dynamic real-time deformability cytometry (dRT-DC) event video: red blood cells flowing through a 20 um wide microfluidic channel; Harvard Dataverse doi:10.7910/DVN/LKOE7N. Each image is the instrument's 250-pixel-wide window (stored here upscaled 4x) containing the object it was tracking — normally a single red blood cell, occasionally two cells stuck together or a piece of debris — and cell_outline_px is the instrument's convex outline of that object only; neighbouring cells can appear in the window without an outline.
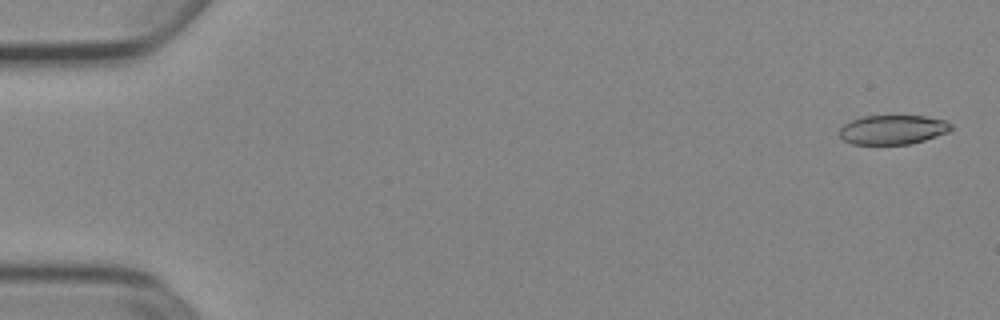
{"species": "Egyptian fruit bat (a non-hibernating species)", "species_latin": "Rousettus aegyptiacus", "temperature_condition": "cold", "stored_images_in_passage": 52, "camera_frame_rate_fps": 3000, "um_per_image_px": 0.085, "animal": {"sex": "female"}, "frame": {"image": 1, "passage_image": 2, "time_ms": 0.333, "image_size_px": [1000, 320], "cell_outline_px": [[952, 128], [948, 132], [924, 140], [908, 144], [852, 144], [844, 140], [840, 136], [840, 128], [844, 124], [860, 116], [924, 116], [944, 120], [952, 124]], "centroid_in_image_um": [75.88, 11.02], "position_along_channel_um": 9.1, "area_um2": 18.96}}
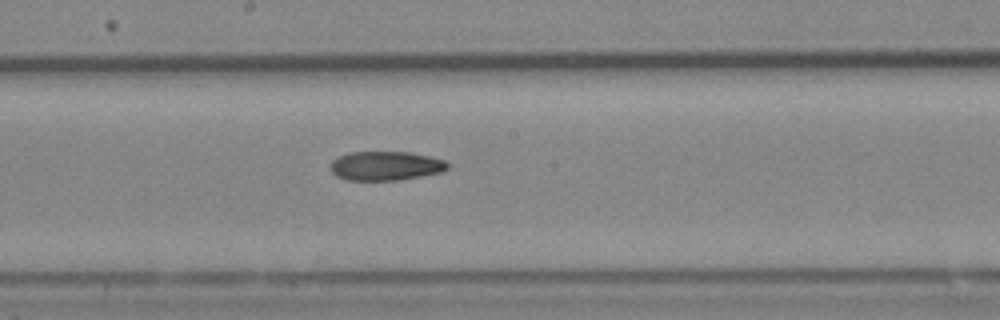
{"frame": {"image": 2, "passage_image": 29, "time_ms": 9.333, "image_size_px": [1000, 320], "cell_outline_px": [[448, 168], [444, 172], [400, 180], [348, 180], [336, 176], [328, 168], [332, 160], [348, 152], [408, 152], [428, 156], [444, 160], [448, 164]], "centroid_in_image_um": [32.76, 14.1], "position_along_channel_um": 215.4, "area_um2": 20.0}}
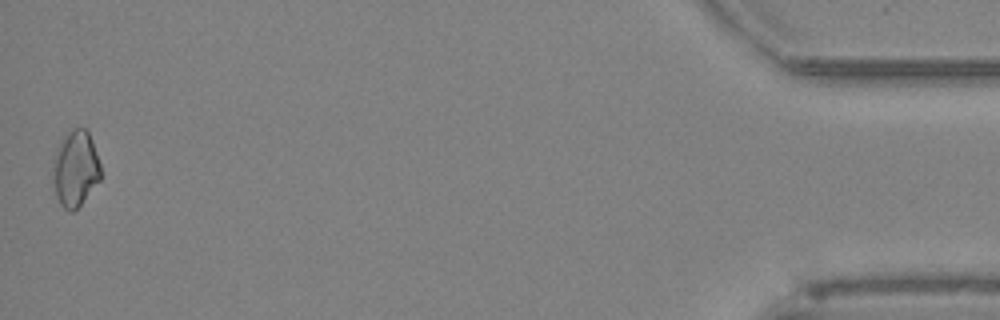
{"frame": {"image": 3, "passage_image": 52, "time_ms": 17.0, "image_size_px": [1000, 320], "cell_outline_px": [[100, 180], [80, 204], [72, 212], [68, 212], [60, 204], [56, 196], [52, 168], [52, 164], [56, 148], [64, 136], [72, 128], [84, 128], [88, 132], [92, 140], [100, 164]], "centroid_in_image_um": [6.39, 14.32], "position_along_channel_um": 428.8, "area_um2": 21.04}}